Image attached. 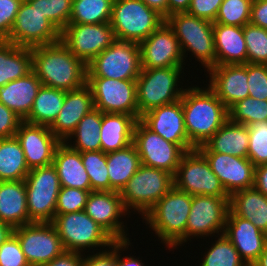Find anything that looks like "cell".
<instances>
[{
	"label": "cell",
	"mask_w": 267,
	"mask_h": 266,
	"mask_svg": "<svg viewBox=\"0 0 267 266\" xmlns=\"http://www.w3.org/2000/svg\"><path fill=\"white\" fill-rule=\"evenodd\" d=\"M32 71L42 85L65 91L86 84L87 65L78 59L61 40L31 48Z\"/></svg>",
	"instance_id": "cell-1"
},
{
	"label": "cell",
	"mask_w": 267,
	"mask_h": 266,
	"mask_svg": "<svg viewBox=\"0 0 267 266\" xmlns=\"http://www.w3.org/2000/svg\"><path fill=\"white\" fill-rule=\"evenodd\" d=\"M180 100L187 136L195 148L207 142L229 119L228 109L209 87L186 88Z\"/></svg>",
	"instance_id": "cell-2"
},
{
	"label": "cell",
	"mask_w": 267,
	"mask_h": 266,
	"mask_svg": "<svg viewBox=\"0 0 267 266\" xmlns=\"http://www.w3.org/2000/svg\"><path fill=\"white\" fill-rule=\"evenodd\" d=\"M192 196L173 187L143 216L167 248L175 249L186 242V224Z\"/></svg>",
	"instance_id": "cell-3"
},
{
	"label": "cell",
	"mask_w": 267,
	"mask_h": 266,
	"mask_svg": "<svg viewBox=\"0 0 267 266\" xmlns=\"http://www.w3.org/2000/svg\"><path fill=\"white\" fill-rule=\"evenodd\" d=\"M165 21L179 40L185 59L189 51L207 70L216 65L213 22L187 12L171 14Z\"/></svg>",
	"instance_id": "cell-4"
},
{
	"label": "cell",
	"mask_w": 267,
	"mask_h": 266,
	"mask_svg": "<svg viewBox=\"0 0 267 266\" xmlns=\"http://www.w3.org/2000/svg\"><path fill=\"white\" fill-rule=\"evenodd\" d=\"M183 66L142 68L136 79L137 106L141 115L153 108L172 104L181 99L185 89L178 88Z\"/></svg>",
	"instance_id": "cell-5"
},
{
	"label": "cell",
	"mask_w": 267,
	"mask_h": 266,
	"mask_svg": "<svg viewBox=\"0 0 267 266\" xmlns=\"http://www.w3.org/2000/svg\"><path fill=\"white\" fill-rule=\"evenodd\" d=\"M165 18L142 0H114L110 25L115 39L140 43L155 31Z\"/></svg>",
	"instance_id": "cell-6"
},
{
	"label": "cell",
	"mask_w": 267,
	"mask_h": 266,
	"mask_svg": "<svg viewBox=\"0 0 267 266\" xmlns=\"http://www.w3.org/2000/svg\"><path fill=\"white\" fill-rule=\"evenodd\" d=\"M173 187L172 174L141 164L121 190L120 195L123 205L129 213L133 208L135 212L138 211L145 216Z\"/></svg>",
	"instance_id": "cell-7"
},
{
	"label": "cell",
	"mask_w": 267,
	"mask_h": 266,
	"mask_svg": "<svg viewBox=\"0 0 267 266\" xmlns=\"http://www.w3.org/2000/svg\"><path fill=\"white\" fill-rule=\"evenodd\" d=\"M65 251L79 252L83 249L110 247L116 241L103 227L86 212H73L55 215L53 220ZM93 247V248H92Z\"/></svg>",
	"instance_id": "cell-8"
},
{
	"label": "cell",
	"mask_w": 267,
	"mask_h": 266,
	"mask_svg": "<svg viewBox=\"0 0 267 266\" xmlns=\"http://www.w3.org/2000/svg\"><path fill=\"white\" fill-rule=\"evenodd\" d=\"M29 223L53 222L60 181L53 164L31 169L25 180Z\"/></svg>",
	"instance_id": "cell-9"
},
{
	"label": "cell",
	"mask_w": 267,
	"mask_h": 266,
	"mask_svg": "<svg viewBox=\"0 0 267 266\" xmlns=\"http://www.w3.org/2000/svg\"><path fill=\"white\" fill-rule=\"evenodd\" d=\"M141 69L139 43L116 39L87 64V77L136 80Z\"/></svg>",
	"instance_id": "cell-10"
},
{
	"label": "cell",
	"mask_w": 267,
	"mask_h": 266,
	"mask_svg": "<svg viewBox=\"0 0 267 266\" xmlns=\"http://www.w3.org/2000/svg\"><path fill=\"white\" fill-rule=\"evenodd\" d=\"M60 34L38 9V0H23L5 40L20 47L33 48L60 41Z\"/></svg>",
	"instance_id": "cell-11"
},
{
	"label": "cell",
	"mask_w": 267,
	"mask_h": 266,
	"mask_svg": "<svg viewBox=\"0 0 267 266\" xmlns=\"http://www.w3.org/2000/svg\"><path fill=\"white\" fill-rule=\"evenodd\" d=\"M173 180L176 189L191 196L230 197L206 158L197 149L183 155Z\"/></svg>",
	"instance_id": "cell-12"
},
{
	"label": "cell",
	"mask_w": 267,
	"mask_h": 266,
	"mask_svg": "<svg viewBox=\"0 0 267 266\" xmlns=\"http://www.w3.org/2000/svg\"><path fill=\"white\" fill-rule=\"evenodd\" d=\"M94 108L102 113L127 114L139 120L136 80L87 77Z\"/></svg>",
	"instance_id": "cell-13"
},
{
	"label": "cell",
	"mask_w": 267,
	"mask_h": 266,
	"mask_svg": "<svg viewBox=\"0 0 267 266\" xmlns=\"http://www.w3.org/2000/svg\"><path fill=\"white\" fill-rule=\"evenodd\" d=\"M30 266L48 264L65 250L52 222H32L13 230Z\"/></svg>",
	"instance_id": "cell-14"
},
{
	"label": "cell",
	"mask_w": 267,
	"mask_h": 266,
	"mask_svg": "<svg viewBox=\"0 0 267 266\" xmlns=\"http://www.w3.org/2000/svg\"><path fill=\"white\" fill-rule=\"evenodd\" d=\"M133 144L141 164L165 170L173 176L186 153L179 145L165 140L148 129L140 120L136 122L134 128Z\"/></svg>",
	"instance_id": "cell-15"
},
{
	"label": "cell",
	"mask_w": 267,
	"mask_h": 266,
	"mask_svg": "<svg viewBox=\"0 0 267 266\" xmlns=\"http://www.w3.org/2000/svg\"><path fill=\"white\" fill-rule=\"evenodd\" d=\"M61 42L86 65L116 39L110 22L99 24L69 23L60 34Z\"/></svg>",
	"instance_id": "cell-16"
},
{
	"label": "cell",
	"mask_w": 267,
	"mask_h": 266,
	"mask_svg": "<svg viewBox=\"0 0 267 266\" xmlns=\"http://www.w3.org/2000/svg\"><path fill=\"white\" fill-rule=\"evenodd\" d=\"M230 197L208 195L192 196V204L186 224V242L193 236L206 237L224 233L229 211ZM220 232V233H219Z\"/></svg>",
	"instance_id": "cell-17"
},
{
	"label": "cell",
	"mask_w": 267,
	"mask_h": 266,
	"mask_svg": "<svg viewBox=\"0 0 267 266\" xmlns=\"http://www.w3.org/2000/svg\"><path fill=\"white\" fill-rule=\"evenodd\" d=\"M139 48L141 68L154 69L184 65L179 40L166 21L141 41Z\"/></svg>",
	"instance_id": "cell-18"
},
{
	"label": "cell",
	"mask_w": 267,
	"mask_h": 266,
	"mask_svg": "<svg viewBox=\"0 0 267 266\" xmlns=\"http://www.w3.org/2000/svg\"><path fill=\"white\" fill-rule=\"evenodd\" d=\"M196 149L206 158L229 196L253 187L255 166L247 157L211 152L204 144Z\"/></svg>",
	"instance_id": "cell-19"
},
{
	"label": "cell",
	"mask_w": 267,
	"mask_h": 266,
	"mask_svg": "<svg viewBox=\"0 0 267 266\" xmlns=\"http://www.w3.org/2000/svg\"><path fill=\"white\" fill-rule=\"evenodd\" d=\"M84 211L103 227L116 241H126L127 233L120 222L128 211L123 205L120 192L92 191L89 193ZM120 220V221H119Z\"/></svg>",
	"instance_id": "cell-20"
},
{
	"label": "cell",
	"mask_w": 267,
	"mask_h": 266,
	"mask_svg": "<svg viewBox=\"0 0 267 266\" xmlns=\"http://www.w3.org/2000/svg\"><path fill=\"white\" fill-rule=\"evenodd\" d=\"M140 121L165 140L179 145L185 152L196 149L187 136L181 100L147 111Z\"/></svg>",
	"instance_id": "cell-21"
},
{
	"label": "cell",
	"mask_w": 267,
	"mask_h": 266,
	"mask_svg": "<svg viewBox=\"0 0 267 266\" xmlns=\"http://www.w3.org/2000/svg\"><path fill=\"white\" fill-rule=\"evenodd\" d=\"M15 136L23 149L29 170L53 164L56 148L61 141L49 127L23 121Z\"/></svg>",
	"instance_id": "cell-22"
},
{
	"label": "cell",
	"mask_w": 267,
	"mask_h": 266,
	"mask_svg": "<svg viewBox=\"0 0 267 266\" xmlns=\"http://www.w3.org/2000/svg\"><path fill=\"white\" fill-rule=\"evenodd\" d=\"M208 87L229 110L235 103L249 96L248 63L215 65L207 70Z\"/></svg>",
	"instance_id": "cell-23"
},
{
	"label": "cell",
	"mask_w": 267,
	"mask_h": 266,
	"mask_svg": "<svg viewBox=\"0 0 267 266\" xmlns=\"http://www.w3.org/2000/svg\"><path fill=\"white\" fill-rule=\"evenodd\" d=\"M223 234L248 266H252L267 246V234L250 221L236 216L230 209Z\"/></svg>",
	"instance_id": "cell-24"
},
{
	"label": "cell",
	"mask_w": 267,
	"mask_h": 266,
	"mask_svg": "<svg viewBox=\"0 0 267 266\" xmlns=\"http://www.w3.org/2000/svg\"><path fill=\"white\" fill-rule=\"evenodd\" d=\"M93 109V96L87 84L66 91L63 107L49 129L61 142H64L75 130L79 121Z\"/></svg>",
	"instance_id": "cell-25"
},
{
	"label": "cell",
	"mask_w": 267,
	"mask_h": 266,
	"mask_svg": "<svg viewBox=\"0 0 267 266\" xmlns=\"http://www.w3.org/2000/svg\"><path fill=\"white\" fill-rule=\"evenodd\" d=\"M216 65L247 63V46L243 27L213 22Z\"/></svg>",
	"instance_id": "cell-26"
},
{
	"label": "cell",
	"mask_w": 267,
	"mask_h": 266,
	"mask_svg": "<svg viewBox=\"0 0 267 266\" xmlns=\"http://www.w3.org/2000/svg\"><path fill=\"white\" fill-rule=\"evenodd\" d=\"M41 86V81L32 71L25 77L0 86V102L24 121L31 112Z\"/></svg>",
	"instance_id": "cell-27"
},
{
	"label": "cell",
	"mask_w": 267,
	"mask_h": 266,
	"mask_svg": "<svg viewBox=\"0 0 267 266\" xmlns=\"http://www.w3.org/2000/svg\"><path fill=\"white\" fill-rule=\"evenodd\" d=\"M24 180L0 181V221L13 229L29 224Z\"/></svg>",
	"instance_id": "cell-28"
},
{
	"label": "cell",
	"mask_w": 267,
	"mask_h": 266,
	"mask_svg": "<svg viewBox=\"0 0 267 266\" xmlns=\"http://www.w3.org/2000/svg\"><path fill=\"white\" fill-rule=\"evenodd\" d=\"M53 165L60 185L92 192L89 175L81 160V153L61 142L55 151Z\"/></svg>",
	"instance_id": "cell-29"
},
{
	"label": "cell",
	"mask_w": 267,
	"mask_h": 266,
	"mask_svg": "<svg viewBox=\"0 0 267 266\" xmlns=\"http://www.w3.org/2000/svg\"><path fill=\"white\" fill-rule=\"evenodd\" d=\"M137 121L135 117L127 114L102 113L101 150L107 154L131 145Z\"/></svg>",
	"instance_id": "cell-30"
},
{
	"label": "cell",
	"mask_w": 267,
	"mask_h": 266,
	"mask_svg": "<svg viewBox=\"0 0 267 266\" xmlns=\"http://www.w3.org/2000/svg\"><path fill=\"white\" fill-rule=\"evenodd\" d=\"M229 209L267 234V196L259 190L251 187L233 193Z\"/></svg>",
	"instance_id": "cell-31"
},
{
	"label": "cell",
	"mask_w": 267,
	"mask_h": 266,
	"mask_svg": "<svg viewBox=\"0 0 267 266\" xmlns=\"http://www.w3.org/2000/svg\"><path fill=\"white\" fill-rule=\"evenodd\" d=\"M211 152L246 158L249 147L248 126L229 119L204 143Z\"/></svg>",
	"instance_id": "cell-32"
},
{
	"label": "cell",
	"mask_w": 267,
	"mask_h": 266,
	"mask_svg": "<svg viewBox=\"0 0 267 266\" xmlns=\"http://www.w3.org/2000/svg\"><path fill=\"white\" fill-rule=\"evenodd\" d=\"M32 72V50L0 40V86Z\"/></svg>",
	"instance_id": "cell-33"
},
{
	"label": "cell",
	"mask_w": 267,
	"mask_h": 266,
	"mask_svg": "<svg viewBox=\"0 0 267 266\" xmlns=\"http://www.w3.org/2000/svg\"><path fill=\"white\" fill-rule=\"evenodd\" d=\"M140 165V157L133 143L122 150L107 153L110 191L121 192Z\"/></svg>",
	"instance_id": "cell-34"
},
{
	"label": "cell",
	"mask_w": 267,
	"mask_h": 266,
	"mask_svg": "<svg viewBox=\"0 0 267 266\" xmlns=\"http://www.w3.org/2000/svg\"><path fill=\"white\" fill-rule=\"evenodd\" d=\"M65 96V90L42 85L24 122L50 127L63 107Z\"/></svg>",
	"instance_id": "cell-35"
},
{
	"label": "cell",
	"mask_w": 267,
	"mask_h": 266,
	"mask_svg": "<svg viewBox=\"0 0 267 266\" xmlns=\"http://www.w3.org/2000/svg\"><path fill=\"white\" fill-rule=\"evenodd\" d=\"M30 172L16 136L0 138V181L25 180Z\"/></svg>",
	"instance_id": "cell-36"
},
{
	"label": "cell",
	"mask_w": 267,
	"mask_h": 266,
	"mask_svg": "<svg viewBox=\"0 0 267 266\" xmlns=\"http://www.w3.org/2000/svg\"><path fill=\"white\" fill-rule=\"evenodd\" d=\"M102 125V112L96 108L86 114L78 123L75 130L64 141L72 149L81 152L100 151V129ZM75 138L73 145L69 140Z\"/></svg>",
	"instance_id": "cell-37"
},
{
	"label": "cell",
	"mask_w": 267,
	"mask_h": 266,
	"mask_svg": "<svg viewBox=\"0 0 267 266\" xmlns=\"http://www.w3.org/2000/svg\"><path fill=\"white\" fill-rule=\"evenodd\" d=\"M114 0H72L69 23L99 24L110 22Z\"/></svg>",
	"instance_id": "cell-38"
},
{
	"label": "cell",
	"mask_w": 267,
	"mask_h": 266,
	"mask_svg": "<svg viewBox=\"0 0 267 266\" xmlns=\"http://www.w3.org/2000/svg\"><path fill=\"white\" fill-rule=\"evenodd\" d=\"M81 160L89 175L92 191H110L107 154L102 150L81 152Z\"/></svg>",
	"instance_id": "cell-39"
},
{
	"label": "cell",
	"mask_w": 267,
	"mask_h": 266,
	"mask_svg": "<svg viewBox=\"0 0 267 266\" xmlns=\"http://www.w3.org/2000/svg\"><path fill=\"white\" fill-rule=\"evenodd\" d=\"M229 120L235 124L249 126L267 120V100L246 97L235 103L229 110Z\"/></svg>",
	"instance_id": "cell-40"
},
{
	"label": "cell",
	"mask_w": 267,
	"mask_h": 266,
	"mask_svg": "<svg viewBox=\"0 0 267 266\" xmlns=\"http://www.w3.org/2000/svg\"><path fill=\"white\" fill-rule=\"evenodd\" d=\"M203 258L200 266H248L224 234L212 244Z\"/></svg>",
	"instance_id": "cell-41"
},
{
	"label": "cell",
	"mask_w": 267,
	"mask_h": 266,
	"mask_svg": "<svg viewBox=\"0 0 267 266\" xmlns=\"http://www.w3.org/2000/svg\"><path fill=\"white\" fill-rule=\"evenodd\" d=\"M247 63L267 65V29L248 23L243 26Z\"/></svg>",
	"instance_id": "cell-42"
},
{
	"label": "cell",
	"mask_w": 267,
	"mask_h": 266,
	"mask_svg": "<svg viewBox=\"0 0 267 266\" xmlns=\"http://www.w3.org/2000/svg\"><path fill=\"white\" fill-rule=\"evenodd\" d=\"M252 0H223L215 23L243 27L250 22Z\"/></svg>",
	"instance_id": "cell-43"
},
{
	"label": "cell",
	"mask_w": 267,
	"mask_h": 266,
	"mask_svg": "<svg viewBox=\"0 0 267 266\" xmlns=\"http://www.w3.org/2000/svg\"><path fill=\"white\" fill-rule=\"evenodd\" d=\"M248 135L247 158L255 167L267 164V120L249 125Z\"/></svg>",
	"instance_id": "cell-44"
},
{
	"label": "cell",
	"mask_w": 267,
	"mask_h": 266,
	"mask_svg": "<svg viewBox=\"0 0 267 266\" xmlns=\"http://www.w3.org/2000/svg\"><path fill=\"white\" fill-rule=\"evenodd\" d=\"M38 9L61 32L69 24L72 0H38Z\"/></svg>",
	"instance_id": "cell-45"
},
{
	"label": "cell",
	"mask_w": 267,
	"mask_h": 266,
	"mask_svg": "<svg viewBox=\"0 0 267 266\" xmlns=\"http://www.w3.org/2000/svg\"><path fill=\"white\" fill-rule=\"evenodd\" d=\"M89 193L86 190L61 186L57 198L55 215L83 211Z\"/></svg>",
	"instance_id": "cell-46"
},
{
	"label": "cell",
	"mask_w": 267,
	"mask_h": 266,
	"mask_svg": "<svg viewBox=\"0 0 267 266\" xmlns=\"http://www.w3.org/2000/svg\"><path fill=\"white\" fill-rule=\"evenodd\" d=\"M249 96L267 100V65L248 63Z\"/></svg>",
	"instance_id": "cell-47"
},
{
	"label": "cell",
	"mask_w": 267,
	"mask_h": 266,
	"mask_svg": "<svg viewBox=\"0 0 267 266\" xmlns=\"http://www.w3.org/2000/svg\"><path fill=\"white\" fill-rule=\"evenodd\" d=\"M0 266H30L13 234L0 246Z\"/></svg>",
	"instance_id": "cell-48"
},
{
	"label": "cell",
	"mask_w": 267,
	"mask_h": 266,
	"mask_svg": "<svg viewBox=\"0 0 267 266\" xmlns=\"http://www.w3.org/2000/svg\"><path fill=\"white\" fill-rule=\"evenodd\" d=\"M23 0H0V40H5L13 27Z\"/></svg>",
	"instance_id": "cell-49"
},
{
	"label": "cell",
	"mask_w": 267,
	"mask_h": 266,
	"mask_svg": "<svg viewBox=\"0 0 267 266\" xmlns=\"http://www.w3.org/2000/svg\"><path fill=\"white\" fill-rule=\"evenodd\" d=\"M223 0H191L187 13L214 22Z\"/></svg>",
	"instance_id": "cell-50"
},
{
	"label": "cell",
	"mask_w": 267,
	"mask_h": 266,
	"mask_svg": "<svg viewBox=\"0 0 267 266\" xmlns=\"http://www.w3.org/2000/svg\"><path fill=\"white\" fill-rule=\"evenodd\" d=\"M23 120L0 102V138L15 136Z\"/></svg>",
	"instance_id": "cell-51"
},
{
	"label": "cell",
	"mask_w": 267,
	"mask_h": 266,
	"mask_svg": "<svg viewBox=\"0 0 267 266\" xmlns=\"http://www.w3.org/2000/svg\"><path fill=\"white\" fill-rule=\"evenodd\" d=\"M110 250H103L102 252L94 253L83 257V266H118V241H115Z\"/></svg>",
	"instance_id": "cell-52"
},
{
	"label": "cell",
	"mask_w": 267,
	"mask_h": 266,
	"mask_svg": "<svg viewBox=\"0 0 267 266\" xmlns=\"http://www.w3.org/2000/svg\"><path fill=\"white\" fill-rule=\"evenodd\" d=\"M249 23L267 29V0H254L252 2Z\"/></svg>",
	"instance_id": "cell-53"
},
{
	"label": "cell",
	"mask_w": 267,
	"mask_h": 266,
	"mask_svg": "<svg viewBox=\"0 0 267 266\" xmlns=\"http://www.w3.org/2000/svg\"><path fill=\"white\" fill-rule=\"evenodd\" d=\"M42 266H83V254L64 251L60 256Z\"/></svg>",
	"instance_id": "cell-54"
},
{
	"label": "cell",
	"mask_w": 267,
	"mask_h": 266,
	"mask_svg": "<svg viewBox=\"0 0 267 266\" xmlns=\"http://www.w3.org/2000/svg\"><path fill=\"white\" fill-rule=\"evenodd\" d=\"M253 187L267 196V164L255 167Z\"/></svg>",
	"instance_id": "cell-55"
},
{
	"label": "cell",
	"mask_w": 267,
	"mask_h": 266,
	"mask_svg": "<svg viewBox=\"0 0 267 266\" xmlns=\"http://www.w3.org/2000/svg\"><path fill=\"white\" fill-rule=\"evenodd\" d=\"M130 245V240H126V241H118V266H145L144 263H142V260H139V258H135V257H120V253L119 251H123L125 249H128Z\"/></svg>",
	"instance_id": "cell-56"
},
{
	"label": "cell",
	"mask_w": 267,
	"mask_h": 266,
	"mask_svg": "<svg viewBox=\"0 0 267 266\" xmlns=\"http://www.w3.org/2000/svg\"><path fill=\"white\" fill-rule=\"evenodd\" d=\"M149 8L154 9L165 19L168 17V0H142Z\"/></svg>",
	"instance_id": "cell-57"
},
{
	"label": "cell",
	"mask_w": 267,
	"mask_h": 266,
	"mask_svg": "<svg viewBox=\"0 0 267 266\" xmlns=\"http://www.w3.org/2000/svg\"><path fill=\"white\" fill-rule=\"evenodd\" d=\"M191 0H168V16L178 12H187Z\"/></svg>",
	"instance_id": "cell-58"
},
{
	"label": "cell",
	"mask_w": 267,
	"mask_h": 266,
	"mask_svg": "<svg viewBox=\"0 0 267 266\" xmlns=\"http://www.w3.org/2000/svg\"><path fill=\"white\" fill-rule=\"evenodd\" d=\"M13 228L0 221V246L13 234Z\"/></svg>",
	"instance_id": "cell-59"
},
{
	"label": "cell",
	"mask_w": 267,
	"mask_h": 266,
	"mask_svg": "<svg viewBox=\"0 0 267 266\" xmlns=\"http://www.w3.org/2000/svg\"><path fill=\"white\" fill-rule=\"evenodd\" d=\"M252 266H267V246L259 255V258L252 264Z\"/></svg>",
	"instance_id": "cell-60"
}]
</instances>
